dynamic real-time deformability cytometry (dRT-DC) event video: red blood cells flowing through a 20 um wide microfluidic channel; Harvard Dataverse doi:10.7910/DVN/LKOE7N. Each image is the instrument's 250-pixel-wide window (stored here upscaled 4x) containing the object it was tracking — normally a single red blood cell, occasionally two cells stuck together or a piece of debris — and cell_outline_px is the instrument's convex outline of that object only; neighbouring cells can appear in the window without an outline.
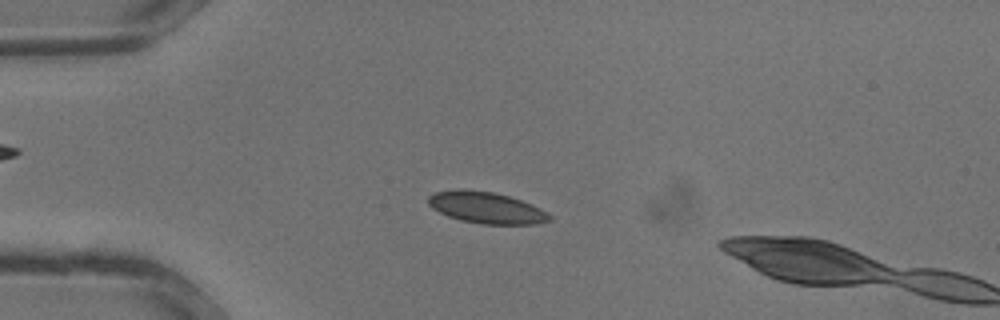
{"species": "common noctule bat (a hibernating species)", "species_latin": "Nyctalus noctula", "temperature_condition": "warm", "stored_images_in_passage": 3, "camera_frame_rate_fps": 3000, "um_per_image_px": 0.085, "animal": {"sex": "male", "body_mass_g": 13.3}, "frame": {"image": 1, "passage_image": 1, "time_ms": 0.0, "image_size_px": [1000, 320], "cell_outline_px": [[552, 220], [536, 224], [484, 224], [460, 220], [448, 216], [432, 208], [428, 204], [428, 196], [436, 192], [456, 188], [460, 188], [492, 192], [508, 196], [532, 204], [552, 216]], "centroid_in_image_um": [41.31, 17.65], "position_along_channel_um": 43.7, "area_um2": 22.2}}